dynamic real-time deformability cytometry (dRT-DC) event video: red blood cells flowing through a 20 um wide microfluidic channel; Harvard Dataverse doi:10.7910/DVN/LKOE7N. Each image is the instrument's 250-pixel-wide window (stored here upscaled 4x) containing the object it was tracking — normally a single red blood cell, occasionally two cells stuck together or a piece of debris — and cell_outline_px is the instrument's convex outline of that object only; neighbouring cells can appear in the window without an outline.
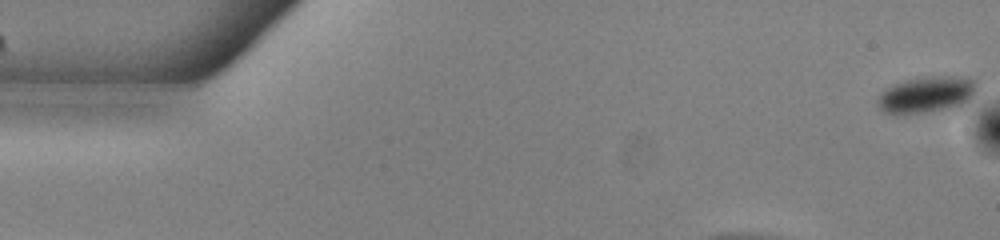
{"species": "common noctule bat (a hibernating species)", "species_latin": "Nyctalus noctula", "temperature_condition": "warm", "stored_images_in_passage": 54, "camera_frame_rate_fps": 3000, "um_per_image_px": 0.085, "animal": {"sex": "male", "body_mass_g": 13.0, "forearm_length_mm": 53.1}, "frame": {"image": 1, "passage_image": 1, "time_ms": 0.0, "image_size_px": [1000, 240], "cell_outline_px": [[976, 96], [964, 108], [904, 116], [884, 112], [876, 104], [876, 100], [892, 84], [904, 80], [924, 76], [956, 76], [976, 80]], "centroid_in_image_um": [78.84, 8.09], "position_along_channel_um": 6.2, "area_um2": 22.25}}
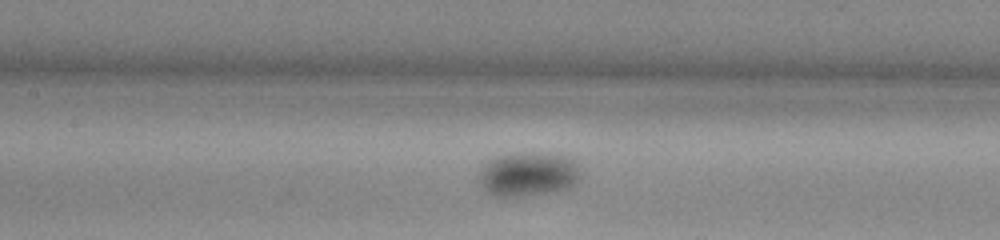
{"frame": {"image": 2, "passage_image": 25, "time_ms": 8.0, "image_size_px": [1000, 240], "cell_outline_px": [[584, 172], [568, 188], [544, 192], [512, 196], [496, 196], [488, 192], [480, 184], [480, 172], [484, 164], [488, 160], [496, 156], [512, 152], [532, 152], [564, 156], [576, 160]], "centroid_in_image_um": [44.91, 14.76], "position_along_channel_um": 162.5, "area_um2": 26.01}}
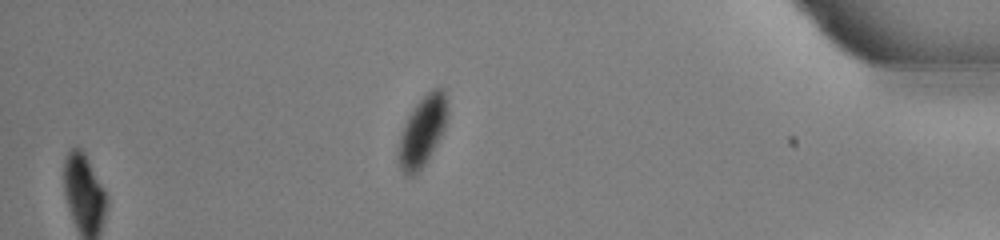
{"frame": {"image": 3, "passage_image": 47, "time_ms": 15.333, "image_size_px": [1000, 240], "cell_outline_px": [[448, 112], [444, 128], [440, 136], [424, 164], [412, 176], [408, 176], [400, 168], [396, 156], [396, 152], [400, 136], [404, 124], [408, 116], [416, 104], [432, 88], [444, 88], [448, 108]], "centroid_in_image_um": [35.88, 11.13], "position_along_channel_um": 399.3, "area_um2": 19.77}}